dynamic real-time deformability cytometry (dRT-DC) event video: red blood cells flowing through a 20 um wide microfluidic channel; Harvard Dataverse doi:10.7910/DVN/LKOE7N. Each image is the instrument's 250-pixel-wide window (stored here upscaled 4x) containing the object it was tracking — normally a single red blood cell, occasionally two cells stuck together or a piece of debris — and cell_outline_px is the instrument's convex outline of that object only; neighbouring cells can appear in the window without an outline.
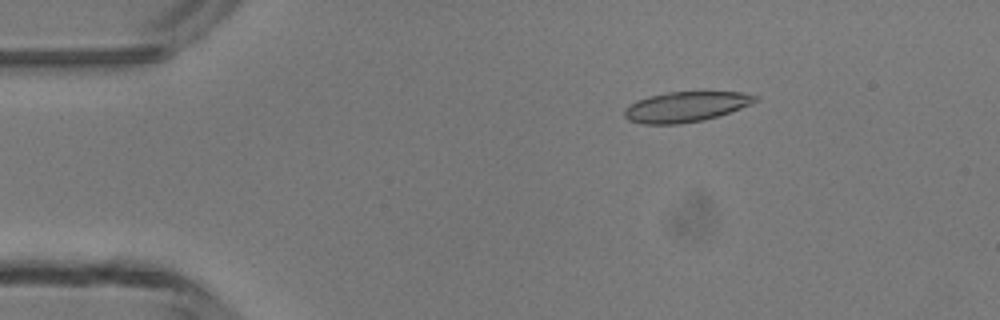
{"species": "common noctule bat (a hibernating species)", "species_latin": "Nyctalus noctula", "temperature_condition": "room temperature", "stored_images_in_passage": 3, "camera_frame_rate_fps": 3000, "um_per_image_px": 0.085, "animal": {"sex": "male", "body_mass_g": 13.3}, "frame": {"image": 1, "passage_image": 3, "time_ms": 2.333, "image_size_px": [1000, 320], "cell_outline_px": [[760, 100], [740, 108], [704, 120], [680, 124], [644, 124], [628, 120], [624, 116], [624, 108], [628, 104], [636, 100], [648, 96], [668, 92], [740, 92], [760, 96]], "centroid_in_image_um": [58.26, 9.07], "position_along_channel_um": 26.7, "area_um2": 23.12}}